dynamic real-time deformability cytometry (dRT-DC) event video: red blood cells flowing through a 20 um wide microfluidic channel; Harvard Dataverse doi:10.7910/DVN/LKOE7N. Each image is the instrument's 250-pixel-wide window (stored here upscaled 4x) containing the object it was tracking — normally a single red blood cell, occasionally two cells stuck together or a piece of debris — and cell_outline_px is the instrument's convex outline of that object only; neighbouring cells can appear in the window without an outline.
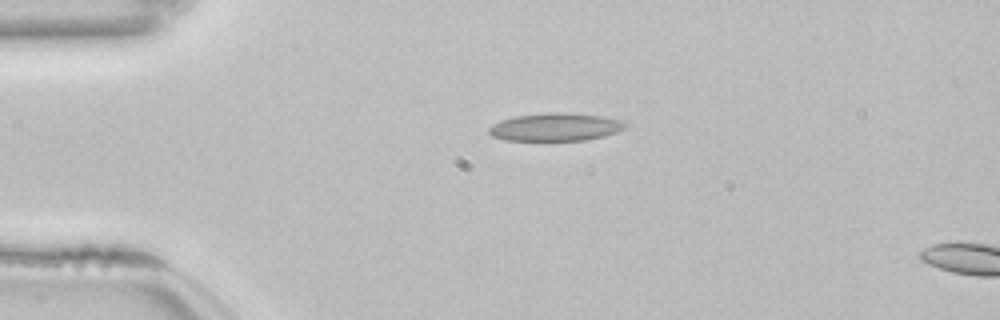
{"species": "common noctule bat (a hibernating species)", "species_latin": "Nyctalus noctula", "temperature_condition": "room temperature", "stored_images_in_passage": 15, "camera_frame_rate_fps": 3000, "um_per_image_px": 0.085, "animal": {"sex": "female", "body_mass_g": 22.7, "forearm_length_mm": 54.2}, "frame": {"image": 1, "passage_image": 11, "time_ms": 3.333, "image_size_px": [1000, 320], "cell_outline_px": [[632, 124], [628, 128], [604, 136], [584, 140], [504, 140], [492, 136], [488, 132], [488, 128], [492, 124], [500, 120], [516, 116], [552, 112], [568, 112], [604, 116], [624, 120]], "centroid_in_image_um": [47.29, 10.78], "position_along_channel_um": 37.7, "area_um2": 22.54}}